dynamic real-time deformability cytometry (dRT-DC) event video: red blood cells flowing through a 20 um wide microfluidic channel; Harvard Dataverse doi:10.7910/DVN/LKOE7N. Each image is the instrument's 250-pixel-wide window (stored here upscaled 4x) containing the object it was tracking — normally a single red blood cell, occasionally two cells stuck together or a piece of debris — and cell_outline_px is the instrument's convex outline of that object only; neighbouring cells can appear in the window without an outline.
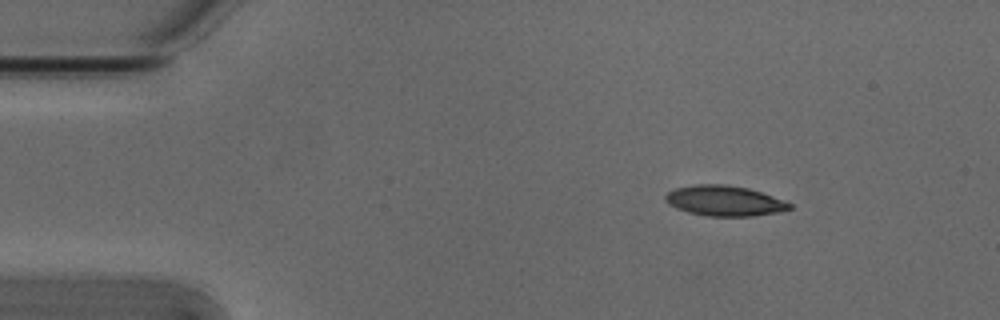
{"species": "Egyptian fruit bat (a non-hibernating species)", "species_latin": "Rousettus aegyptiacus", "temperature_condition": "cold", "stored_images_in_passage": 4, "camera_frame_rate_fps": 3000, "um_per_image_px": 0.085, "animal": {"sex": "male"}, "frame": {"image": 1, "passage_image": 1, "time_ms": 0.0, "image_size_px": [1000, 320], "cell_outline_px": [[792, 208], [780, 212], [752, 216], [708, 216], [688, 212], [676, 208], [668, 204], [664, 200], [664, 196], [668, 192], [676, 188], [696, 184], [724, 184], [748, 188], [772, 196], [792, 204]], "centroid_in_image_um": [61.56, 17.07], "position_along_channel_um": 23.4, "area_um2": 21.91}}
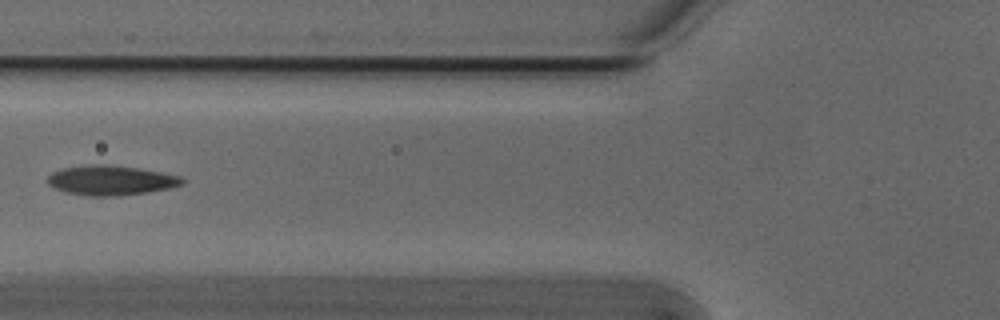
{"frame": {"image": 2, "passage_image": 4, "time_ms": 1.0, "image_size_px": [1000, 320], "cell_outline_px": [[184, 184], [168, 188], [148, 192], [120, 196], [92, 196], [64, 192], [52, 188], [48, 184], [48, 176], [52, 172], [64, 168], [96, 164], [104, 164], [140, 168], [184, 176]], "centroid_in_image_um": [9.45, 15.33], "position_along_channel_um": 116.4, "area_um2": 23.47}}